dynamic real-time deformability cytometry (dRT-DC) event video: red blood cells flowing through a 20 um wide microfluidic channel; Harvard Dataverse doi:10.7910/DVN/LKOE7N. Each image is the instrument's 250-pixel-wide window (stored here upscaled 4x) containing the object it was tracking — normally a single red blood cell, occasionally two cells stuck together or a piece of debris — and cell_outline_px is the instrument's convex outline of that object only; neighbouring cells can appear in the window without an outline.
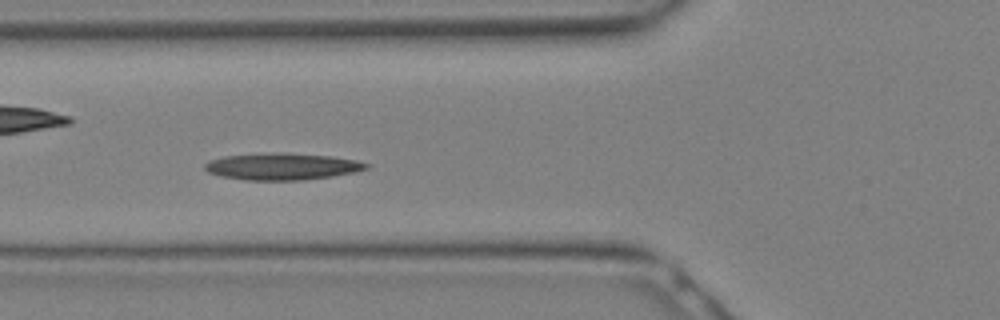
{"species": "Egyptian fruit bat (a non-hibernating species)", "species_latin": "Rousettus aegyptiacus", "temperature_condition": "warm", "stored_images_in_passage": 18, "camera_frame_rate_fps": 3000, "um_per_image_px": 0.085, "animal": {"sex": "female"}, "frame": {"image": 1, "passage_image": 11, "time_ms": 3.333, "image_size_px": [1000, 320], "cell_outline_px": [[372, 164], [368, 168], [356, 172], [332, 176], [304, 180], [244, 180], [220, 176], [208, 172], [204, 168], [204, 164], [208, 160], [224, 156], [272, 152], [288, 152], [332, 156], [356, 160]], "centroid_in_image_um": [23.99, 14.14], "position_along_channel_um": 101.8, "area_um2": 25.61}}
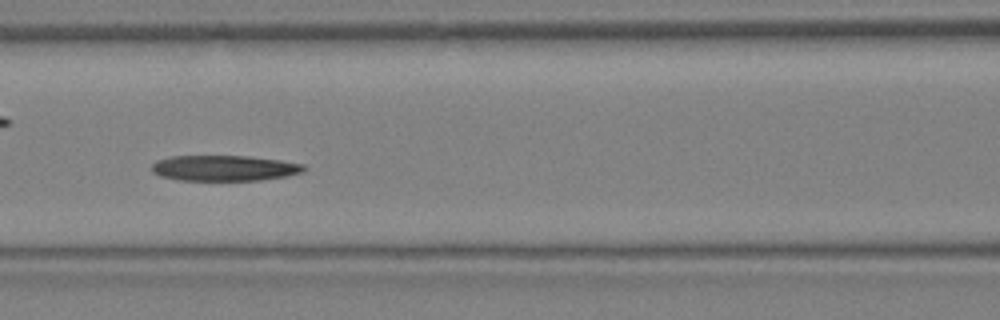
{"frame": {"image": 2, "passage_image": 13, "time_ms": 4.0, "image_size_px": [1000, 320], "cell_outline_px": [[308, 168], [304, 172], [284, 176], [260, 180], [180, 180], [160, 176], [152, 172], [152, 164], [156, 160], [172, 156], [252, 156], [280, 160], [304, 164]], "centroid_in_image_um": [19.08, 14.28], "position_along_channel_um": 147.5, "area_um2": 22.77}}
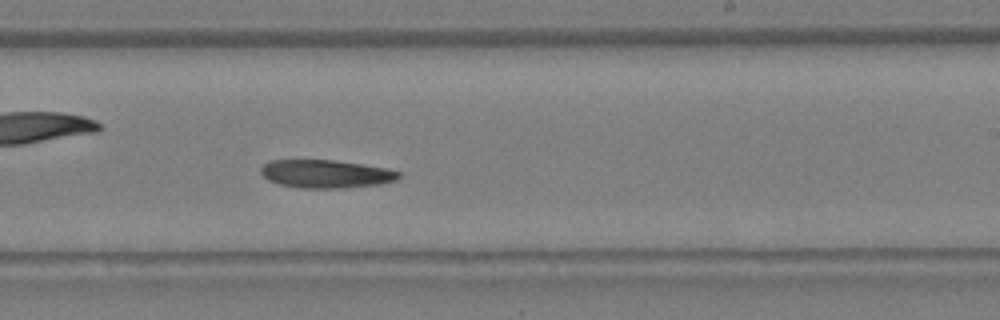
{"frame": {"image": 3, "passage_image": 18, "time_ms": 5.667, "image_size_px": [1000, 320], "cell_outline_px": [[400, 176], [396, 180], [380, 184], [340, 188], [300, 188], [280, 184], [268, 180], [260, 172], [260, 168], [268, 160], [336, 160], [388, 168], [400, 172]], "centroid_in_image_um": [27.69, 14.77], "position_along_channel_um": 261.3, "area_um2": 22.66}}